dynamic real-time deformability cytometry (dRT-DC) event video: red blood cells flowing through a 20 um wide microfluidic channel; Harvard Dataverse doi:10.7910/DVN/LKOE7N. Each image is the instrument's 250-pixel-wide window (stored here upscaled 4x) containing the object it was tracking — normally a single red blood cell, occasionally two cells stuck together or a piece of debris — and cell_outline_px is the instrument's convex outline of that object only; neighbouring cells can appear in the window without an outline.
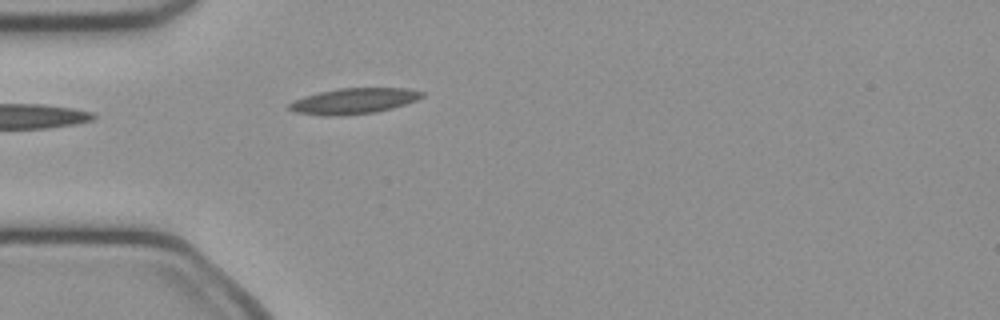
{"species": "common noctule bat (a hibernating species)", "species_latin": "Nyctalus noctula", "temperature_condition": "cold", "stored_images_in_passage": 16, "camera_frame_rate_fps": 3000, "um_per_image_px": 0.085, "animal": {"sex": "female", "body_mass_g": 21.9}, "frame": {"image": 1, "passage_image": 1, "time_ms": 0.0, "image_size_px": [1000, 320], "cell_outline_px": [[424, 96], [416, 100], [392, 108], [376, 112], [340, 116], [324, 116], [296, 112], [288, 108], [288, 104], [304, 96], [320, 92], [340, 88], [408, 88], [424, 92]], "centroid_in_image_um": [30.08, 8.59], "position_along_channel_um": 54.9, "area_um2": 19.83}}
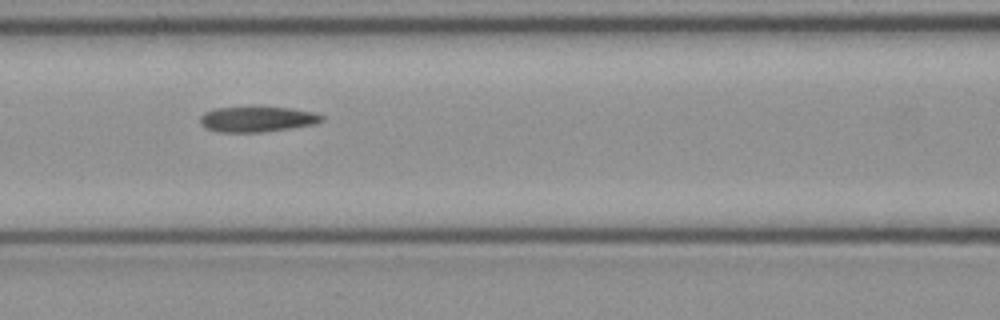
{"frame": {"image": 2, "passage_image": 8, "time_ms": 2.333, "image_size_px": [1000, 320], "cell_outline_px": [[324, 120], [312, 124], [292, 128], [264, 132], [216, 132], [204, 128], [200, 124], [200, 116], [204, 112], [216, 108], [292, 108], [316, 112], [324, 116]], "centroid_in_image_um": [21.85, 10.15], "position_along_channel_um": 144.8, "area_um2": 17.98}}
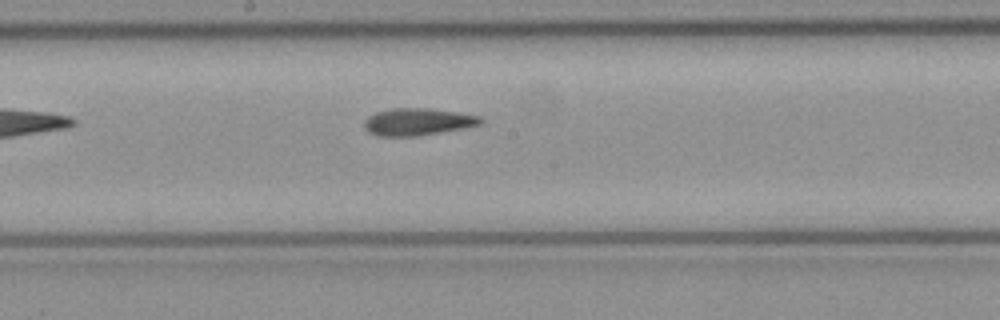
{"frame": {"image": 3, "passage_image": 13, "time_ms": 4.0, "image_size_px": [1000, 320], "cell_outline_px": [[484, 120], [480, 124], [464, 128], [420, 136], [376, 136], [368, 132], [364, 128], [364, 120], [368, 116], [376, 112], [392, 108], [428, 108], [456, 112], [480, 116]], "centroid_in_image_um": [35.47, 10.36], "position_along_channel_um": 212.7, "area_um2": 18.55}}